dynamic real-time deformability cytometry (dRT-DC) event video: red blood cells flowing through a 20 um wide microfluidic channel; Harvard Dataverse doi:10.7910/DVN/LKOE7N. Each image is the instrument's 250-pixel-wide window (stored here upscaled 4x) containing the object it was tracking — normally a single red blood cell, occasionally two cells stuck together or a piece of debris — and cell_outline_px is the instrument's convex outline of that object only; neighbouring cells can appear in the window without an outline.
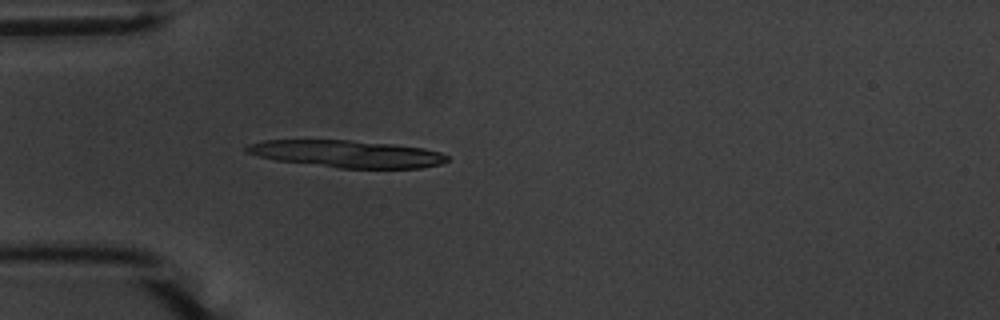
{"species": "common noctule bat (a hibernating species)", "species_latin": "Nyctalus noctula", "temperature_condition": "warm", "stored_images_in_passage": 54, "camera_frame_rate_fps": 3000, "um_per_image_px": 0.085, "animal": {"sex": "male", "body_mass_g": 20.1, "forearm_length_mm": 53.5}, "frame": {"image": 1, "passage_image": 16, "time_ms": 5.0, "image_size_px": [1000, 320], "cell_outline_px": [[448, 160], [440, 164], [420, 168], [340, 168], [276, 160], [244, 152], [244, 148], [248, 144], [264, 140], [348, 140], [392, 144], [424, 148], [440, 152], [448, 156]], "centroid_in_image_um": [29.48, 13.07], "position_along_channel_um": 55.5, "area_um2": 31.62}, "authors_computed_cell_mechanics": {"area_um2": 27.2527, "velocity_mm_per_s": 3.6798, "shape_relaxation_time_tau1_ms": 1.7079, "shape_relaxation_time_tau2_ms": 3.3508, "deformation_change_tau1": 0.3045, "deformation_change_tau2": 0.1196}}